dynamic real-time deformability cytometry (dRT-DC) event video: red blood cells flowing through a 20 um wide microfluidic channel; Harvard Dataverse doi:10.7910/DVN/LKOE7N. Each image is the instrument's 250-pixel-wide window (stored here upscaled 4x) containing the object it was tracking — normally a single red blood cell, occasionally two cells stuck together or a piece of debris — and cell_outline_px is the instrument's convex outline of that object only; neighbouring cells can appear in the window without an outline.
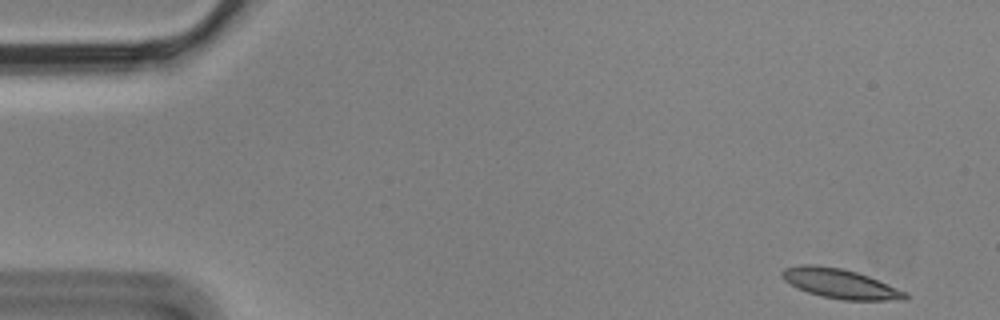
{"species": "Egyptian fruit bat (a non-hibernating species)", "species_latin": "Rousettus aegyptiacus", "temperature_condition": "cold", "stored_images_in_passage": 5, "camera_frame_rate_fps": 3000, "um_per_image_px": 0.085, "animal": {"sex": "male"}, "frame": {"image": 1, "passage_image": 1, "time_ms": 0.0, "image_size_px": [1000, 320], "cell_outline_px": [[908, 300], [844, 300], [820, 296], [808, 292], [784, 280], [780, 272], [784, 268], [800, 264], [816, 264], [844, 268], [868, 276], [908, 292]], "centroid_in_image_um": [71.43, 24.1], "position_along_channel_um": 13.6, "area_um2": 21.33}}